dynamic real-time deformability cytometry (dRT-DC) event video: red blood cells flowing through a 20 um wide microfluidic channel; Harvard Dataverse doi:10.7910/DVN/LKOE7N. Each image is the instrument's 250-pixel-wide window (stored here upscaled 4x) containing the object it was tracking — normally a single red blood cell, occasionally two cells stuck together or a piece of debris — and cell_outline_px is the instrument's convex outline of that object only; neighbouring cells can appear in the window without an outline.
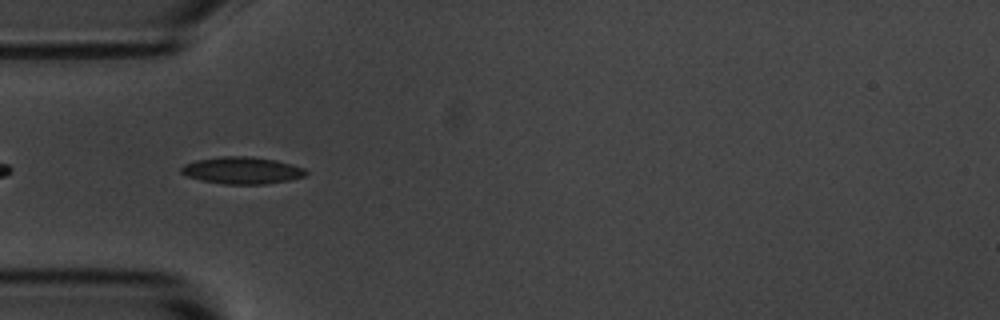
{"species": "common noctule bat (a hibernating species)", "species_latin": "Nyctalus noctula", "temperature_condition": "room temperature", "stored_images_in_passage": 7, "camera_frame_rate_fps": 3000, "um_per_image_px": 0.085, "animal": {"sex": "male", "body_mass_g": 20.1, "forearm_length_mm": 53.5}, "frame": {"image": 1, "passage_image": 3, "time_ms": 3.0, "image_size_px": [1000, 320], "cell_outline_px": [[308, 172], [304, 176], [288, 180], [264, 184], [224, 184], [200, 180], [188, 176], [180, 172], [180, 168], [184, 164], [196, 160], [224, 156], [252, 156], [276, 160], [292, 164], [304, 168]], "centroid_in_image_um": [20.56, 14.48], "position_along_channel_um": 64.4, "area_um2": 19.59}}
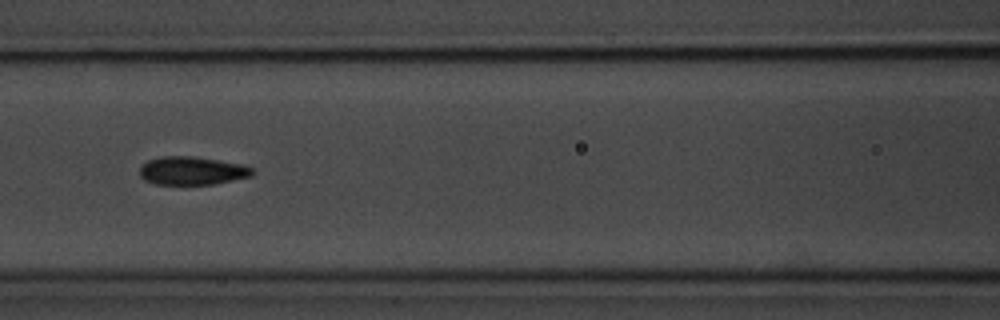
{"frame": {"image": 2, "passage_image": 5, "time_ms": 5.333, "image_size_px": [1000, 320], "cell_outline_px": [[256, 172], [252, 176], [212, 184], [156, 184], [144, 180], [140, 176], [140, 168], [148, 160], [164, 156], [192, 156], [244, 164], [252, 168]], "centroid_in_image_um": [16.35, 14.51], "position_along_channel_um": 150.2, "area_um2": 18.5}}
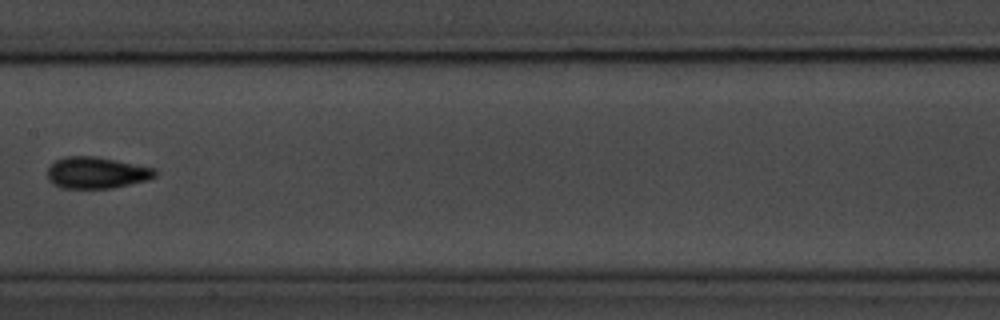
{"frame": {"image": 3, "passage_image": 6, "time_ms": 6.667, "image_size_px": [1000, 320], "cell_outline_px": [[156, 176], [148, 180], [112, 188], [60, 188], [52, 184], [48, 180], [48, 168], [56, 160], [64, 156], [96, 156], [152, 168], [156, 172]], "centroid_in_image_um": [8.16, 14.69], "position_along_channel_um": 199.2, "area_um2": 19.65}}